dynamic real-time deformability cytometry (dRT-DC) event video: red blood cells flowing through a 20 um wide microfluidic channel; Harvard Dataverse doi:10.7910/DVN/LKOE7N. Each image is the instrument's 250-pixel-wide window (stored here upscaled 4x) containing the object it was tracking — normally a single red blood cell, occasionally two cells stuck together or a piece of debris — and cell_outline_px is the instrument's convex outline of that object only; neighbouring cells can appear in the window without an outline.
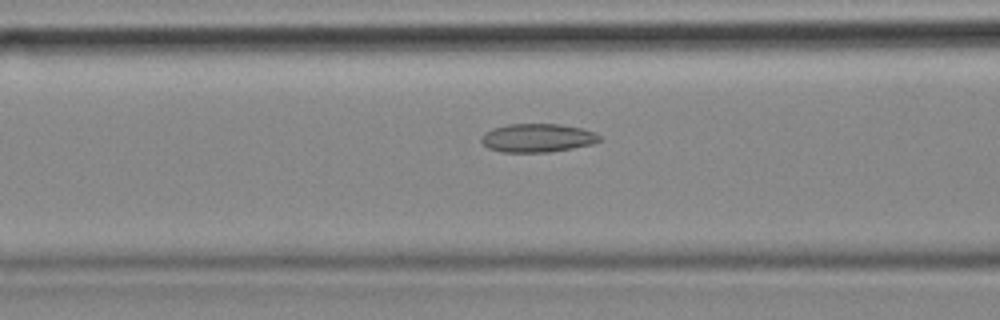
{"species": "common noctule bat (a hibernating species)", "species_latin": "Nyctalus noctula", "temperature_condition": "cold", "stored_images_in_passage": 30, "camera_frame_rate_fps": 3000, "um_per_image_px": 0.085, "animal": {"sex": "female", "body_mass_g": 18.4}, "frame": {"image": 1, "passage_image": 6, "time_ms": 1.667, "image_size_px": [1000, 320], "cell_outline_px": [[600, 140], [592, 144], [572, 148], [548, 152], [504, 152], [488, 148], [480, 140], [480, 136], [484, 132], [492, 128], [508, 124], [560, 124], [584, 128], [596, 132], [600, 136]], "centroid_in_image_um": [45.68, 11.71], "position_along_channel_um": 120.9, "area_um2": 19.77}}
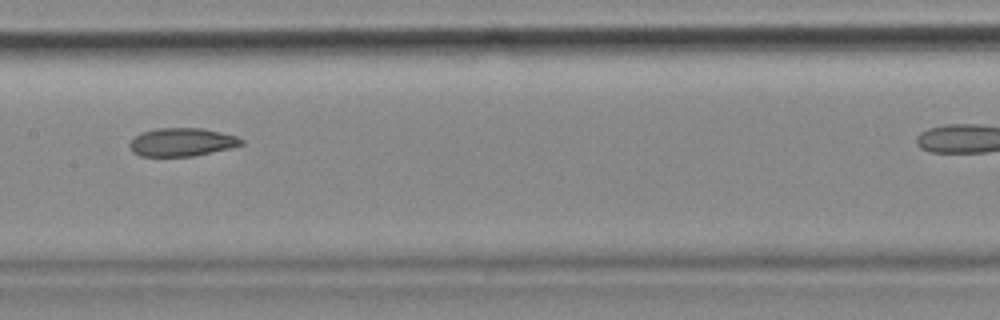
{"frame": {"image": 2, "passage_image": 12, "time_ms": 3.667, "image_size_px": [1000, 320], "cell_outline_px": [[244, 144], [232, 148], [192, 156], [140, 156], [132, 152], [128, 144], [140, 132], [156, 128], [204, 128], [236, 136], [244, 140]], "centroid_in_image_um": [15.46, 12.08], "position_along_channel_um": 191.9, "area_um2": 18.5}}
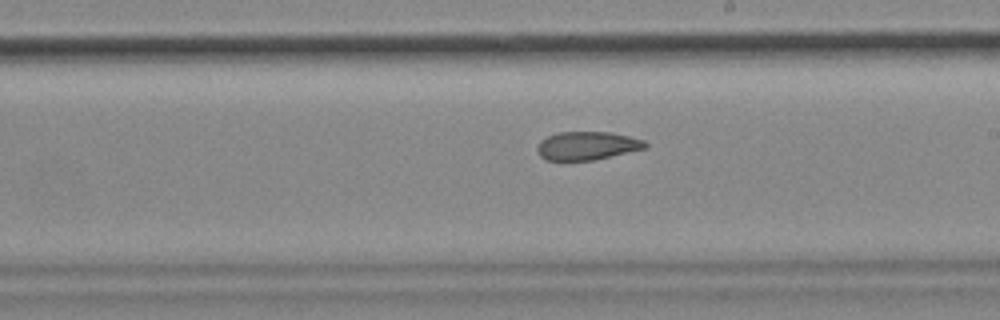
{"frame": {"image": 3, "passage_image": 16, "time_ms": 5.0, "image_size_px": [1000, 320], "cell_outline_px": [[648, 148], [592, 160], [544, 160], [540, 156], [536, 148], [540, 140], [548, 136], [560, 132], [612, 132], [644, 140], [648, 144]], "centroid_in_image_um": [49.91, 12.38], "position_along_channel_um": 239.1, "area_um2": 17.86}}